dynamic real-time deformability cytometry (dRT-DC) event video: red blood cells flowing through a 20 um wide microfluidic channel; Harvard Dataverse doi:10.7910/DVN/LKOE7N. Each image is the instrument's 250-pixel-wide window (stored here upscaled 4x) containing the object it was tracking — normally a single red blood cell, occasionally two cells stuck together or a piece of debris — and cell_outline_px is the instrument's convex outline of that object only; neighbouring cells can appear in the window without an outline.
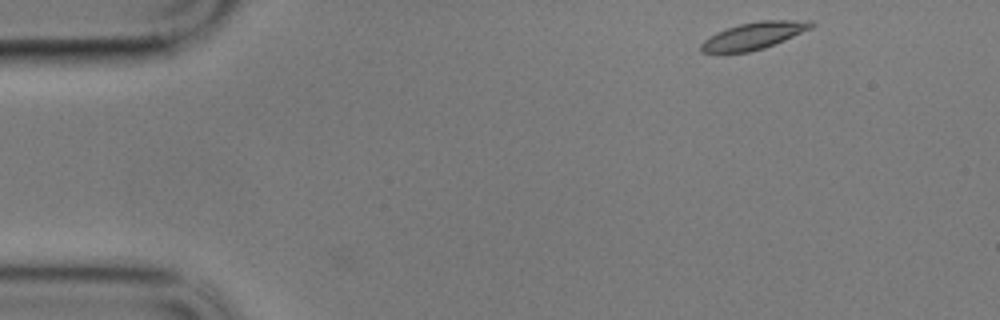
{"species": "common noctule bat (a hibernating species)", "species_latin": "Nyctalus noctula", "temperature_condition": "cold", "stored_images_in_passage": 33, "camera_frame_rate_fps": 3000, "um_per_image_px": 0.085, "animal": {"sex": "male", "body_mass_g": 17.9}, "frame": {"image": 1, "passage_image": 1, "time_ms": 0.0, "image_size_px": [1000, 320], "cell_outline_px": [[816, 24], [812, 28], [784, 40], [764, 48], [748, 52], [700, 52], [700, 44], [704, 40], [716, 32], [740, 24], [760, 20], [812, 20]], "centroid_in_image_um": [64.1, 3.02], "position_along_channel_um": 20.9, "area_um2": 17.28}}
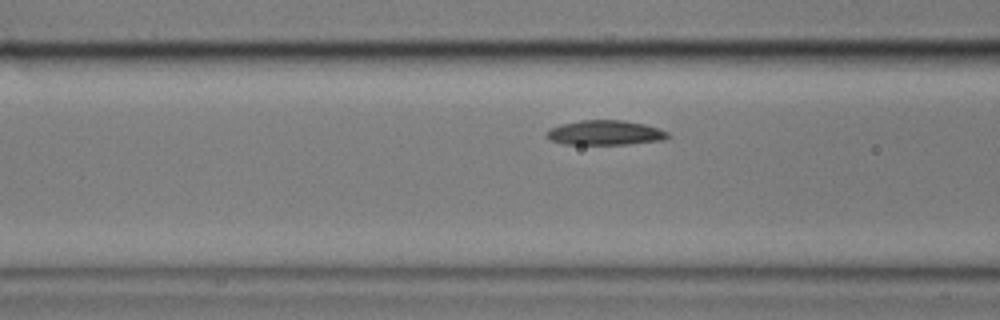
{"frame": {"image": 2, "passage_image": 17, "time_ms": 5.333, "image_size_px": [1000, 320], "cell_outline_px": [[672, 136], [664, 140], [628, 144], [564, 144], [552, 140], [544, 136], [552, 128], [560, 124], [584, 120], [624, 120], [644, 124], [668, 132]], "centroid_in_image_um": [51.47, 11.28], "position_along_channel_um": 115.1, "area_um2": 17.34}}
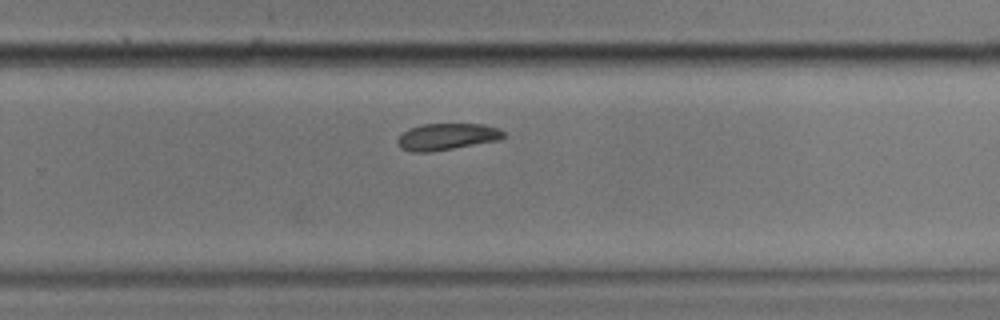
{"frame": {"image": 3, "passage_image": 33, "time_ms": 10.667, "image_size_px": [1000, 320], "cell_outline_px": [[504, 136], [500, 140], [432, 152], [412, 152], [400, 148], [396, 140], [408, 128], [424, 124], [484, 124], [496, 128], [504, 132]], "centroid_in_image_um": [37.97, 11.62], "position_along_channel_um": 291.8, "area_um2": 16.47}}